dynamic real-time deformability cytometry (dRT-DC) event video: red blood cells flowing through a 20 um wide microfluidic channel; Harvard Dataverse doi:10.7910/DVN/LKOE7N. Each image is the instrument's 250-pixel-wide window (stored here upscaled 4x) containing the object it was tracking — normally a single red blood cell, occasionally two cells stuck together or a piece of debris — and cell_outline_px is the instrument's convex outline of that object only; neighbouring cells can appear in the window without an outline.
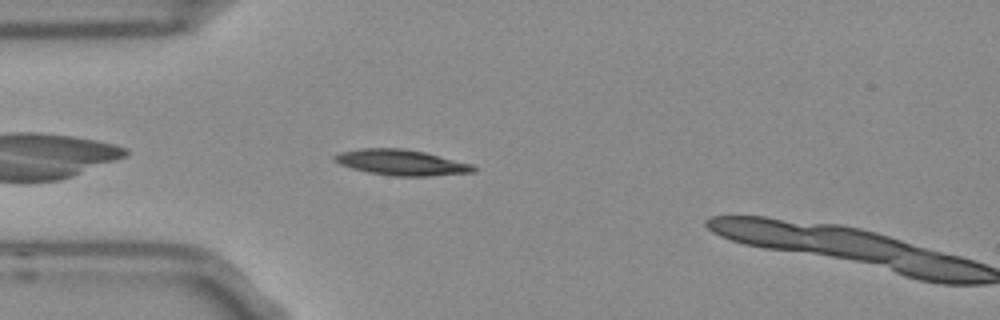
{"species": "Egyptian fruit bat (a non-hibernating species)", "species_latin": "Rousettus aegyptiacus", "temperature_condition": "room temperature", "stored_images_in_passage": 5, "camera_frame_rate_fps": 3000, "um_per_image_px": 0.085, "frame": {"image": 1, "passage_image": 3, "time_ms": 0.667, "image_size_px": [1000, 320], "cell_outline_px": [[476, 168], [472, 172], [428, 176], [392, 176], [368, 172], [352, 168], [340, 164], [332, 160], [332, 156], [340, 152], [360, 148], [404, 148], [424, 152], [472, 164]], "centroid_in_image_um": [34.06, 13.8], "position_along_channel_um": 50.9, "area_um2": 20.69}}